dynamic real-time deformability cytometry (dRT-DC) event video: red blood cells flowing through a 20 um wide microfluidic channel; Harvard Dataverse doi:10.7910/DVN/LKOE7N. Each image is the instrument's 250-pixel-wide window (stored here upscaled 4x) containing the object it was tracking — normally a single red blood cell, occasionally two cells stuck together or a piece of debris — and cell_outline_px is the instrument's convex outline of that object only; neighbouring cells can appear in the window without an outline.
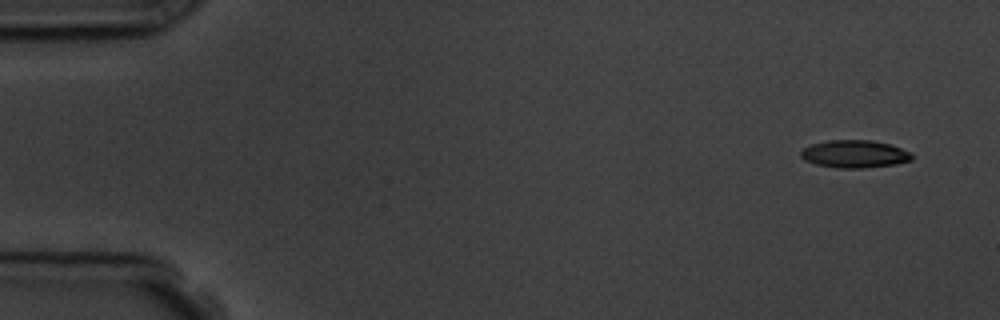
{"species": "common noctule bat (a hibernating species)", "species_latin": "Nyctalus noctula", "temperature_condition": "room temperature", "stored_images_in_passage": 5, "camera_frame_rate_fps": 3000, "um_per_image_px": 0.085, "animal": {"sex": "male", "body_mass_g": 19.5, "forearm_length_mm": 54.6}, "frame": {"image": 1, "passage_image": 1, "time_ms": 0.0, "image_size_px": [1000, 320], "cell_outline_px": [[912, 160], [896, 164], [864, 168], [836, 168], [816, 164], [804, 160], [800, 156], [800, 152], [804, 148], [812, 144], [828, 140], [872, 140], [892, 144], [912, 152]], "centroid_in_image_um": [72.67, 13.08], "position_along_channel_um": 12.3, "area_um2": 18.09}}
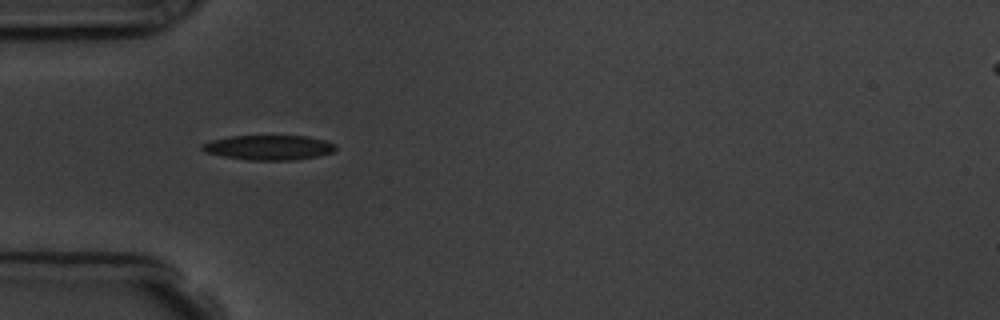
{"frame": {"image": 2, "passage_image": 5, "time_ms": 4.667, "image_size_px": [1000, 320], "cell_outline_px": [[336, 148], [332, 152], [316, 156], [292, 160], [248, 160], [224, 156], [208, 152], [200, 148], [204, 144], [212, 140], [228, 136], [308, 136], [324, 140], [336, 144]], "centroid_in_image_um": [22.88, 12.53], "position_along_channel_um": 62.1, "area_um2": 19.02}}